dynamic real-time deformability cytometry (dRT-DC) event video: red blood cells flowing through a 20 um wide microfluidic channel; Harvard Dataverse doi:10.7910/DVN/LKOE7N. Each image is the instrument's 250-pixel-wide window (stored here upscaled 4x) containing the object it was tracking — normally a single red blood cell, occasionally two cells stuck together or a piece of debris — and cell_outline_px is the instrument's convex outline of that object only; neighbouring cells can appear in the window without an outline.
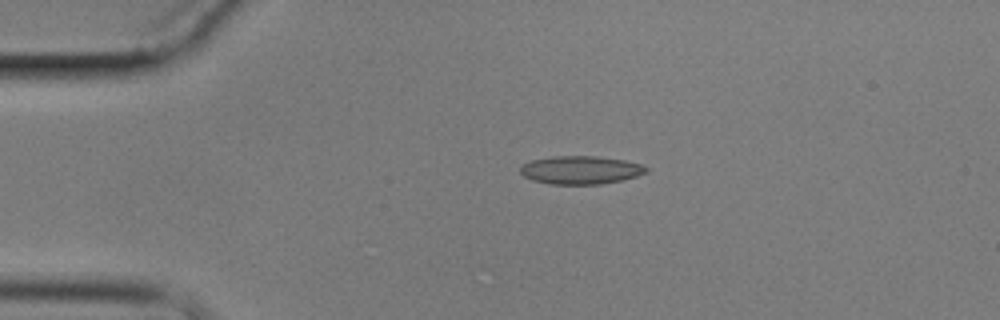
{"species": "common noctule bat (a hibernating species)", "species_latin": "Nyctalus noctula", "temperature_condition": "cold", "stored_images_in_passage": 12, "camera_frame_rate_fps": 3000, "um_per_image_px": 0.085, "animal": {"sex": "male", "body_mass_g": 17.9}, "frame": {"image": 1, "passage_image": 1, "time_ms": 0.0, "image_size_px": [1000, 320], "cell_outline_px": [[648, 172], [636, 176], [620, 180], [600, 184], [548, 184], [532, 180], [524, 176], [520, 172], [520, 168], [524, 164], [532, 160], [552, 156], [596, 156], [624, 160], [640, 164], [648, 168]], "centroid_in_image_um": [49.34, 14.45], "position_along_channel_um": 35.7, "area_um2": 20.58}}
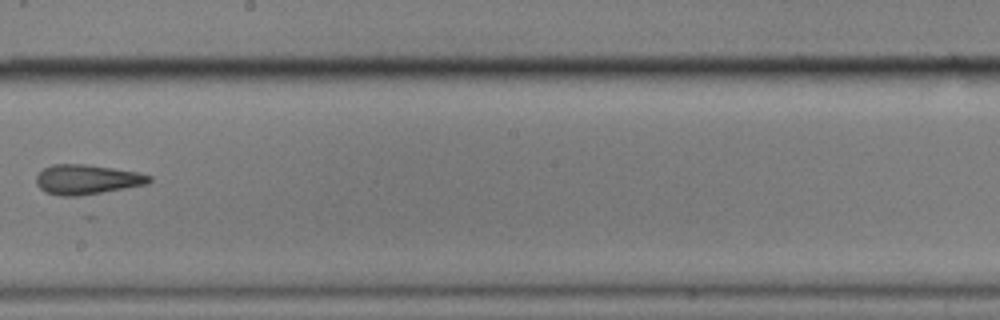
{"frame": {"image": 2, "passage_image": 6, "time_ms": 7.0, "image_size_px": [1000, 320], "cell_outline_px": [[152, 180], [148, 184], [80, 196], [60, 196], [44, 192], [36, 184], [36, 176], [44, 168], [52, 164], [84, 164], [112, 168], [136, 172], [152, 176]], "centroid_in_image_um": [7.37, 15.26], "position_along_channel_um": 240.8, "area_um2": 19.59}}
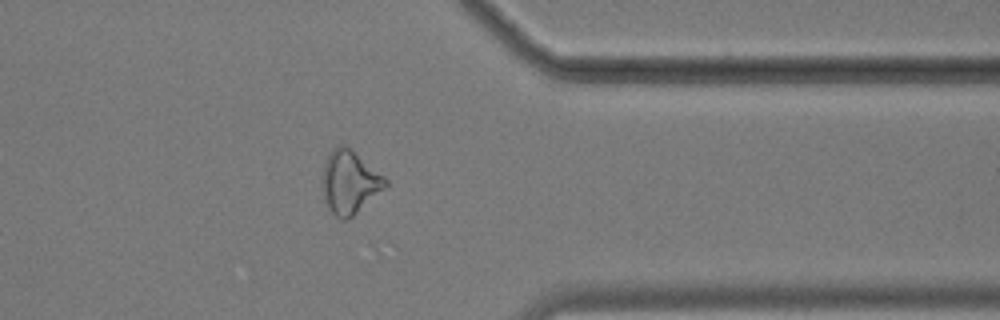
{"frame": {"image": 3, "passage_image": 10, "time_ms": 11.333, "image_size_px": [1000, 320], "cell_outline_px": [[388, 184], [384, 188], [352, 216], [344, 220], [340, 220], [328, 208], [324, 200], [320, 184], [320, 180], [324, 160], [328, 152], [336, 144], [344, 144], [352, 148], [384, 176], [388, 180]], "centroid_in_image_um": [29.65, 15.42], "position_along_channel_um": 381.8, "area_um2": 23.7}, "authors_computed_cell_mechanics": {"area_um2": 20.2878, "velocity_mm_per_s": 3.4601, "shape_relaxation_time_tau1_ms": null, "shape_relaxation_time_tau2_ms": 2.7189, "deformation_change_tau1": null, "deformation_change_tau2": 0.0946}}